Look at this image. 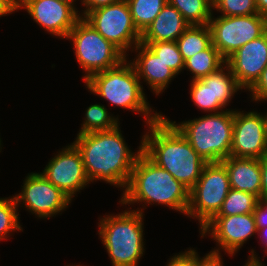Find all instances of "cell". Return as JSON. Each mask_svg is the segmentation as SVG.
I'll return each mask as SVG.
<instances>
[{"label": "cell", "mask_w": 267, "mask_h": 266, "mask_svg": "<svg viewBox=\"0 0 267 266\" xmlns=\"http://www.w3.org/2000/svg\"><path fill=\"white\" fill-rule=\"evenodd\" d=\"M77 135L73 142L79 149L90 182L103 180L125 192L135 161L142 151L141 144L133 152L126 144L121 127Z\"/></svg>", "instance_id": "6da1fadb"}, {"label": "cell", "mask_w": 267, "mask_h": 266, "mask_svg": "<svg viewBox=\"0 0 267 266\" xmlns=\"http://www.w3.org/2000/svg\"><path fill=\"white\" fill-rule=\"evenodd\" d=\"M147 126L148 132L141 137L142 151L190 190L207 162L164 115Z\"/></svg>", "instance_id": "7a4b0ae2"}, {"label": "cell", "mask_w": 267, "mask_h": 266, "mask_svg": "<svg viewBox=\"0 0 267 266\" xmlns=\"http://www.w3.org/2000/svg\"><path fill=\"white\" fill-rule=\"evenodd\" d=\"M189 191L173 175L159 167L141 151L119 203L128 206L140 202L147 204L146 206L157 203L186 215Z\"/></svg>", "instance_id": "3957f363"}, {"label": "cell", "mask_w": 267, "mask_h": 266, "mask_svg": "<svg viewBox=\"0 0 267 266\" xmlns=\"http://www.w3.org/2000/svg\"><path fill=\"white\" fill-rule=\"evenodd\" d=\"M127 59L114 68L93 74L84 81L85 87L90 93L99 95L112 105L144 115L145 122L149 125L158 121L163 114L154 113L147 102L137 72Z\"/></svg>", "instance_id": "277c9868"}, {"label": "cell", "mask_w": 267, "mask_h": 266, "mask_svg": "<svg viewBox=\"0 0 267 266\" xmlns=\"http://www.w3.org/2000/svg\"><path fill=\"white\" fill-rule=\"evenodd\" d=\"M138 209V210H137ZM125 210L101 217L98 234L112 266H138L144 255V210Z\"/></svg>", "instance_id": "5b68a950"}, {"label": "cell", "mask_w": 267, "mask_h": 266, "mask_svg": "<svg viewBox=\"0 0 267 266\" xmlns=\"http://www.w3.org/2000/svg\"><path fill=\"white\" fill-rule=\"evenodd\" d=\"M207 162H221L230 156L233 135V110L209 113L179 124L167 118Z\"/></svg>", "instance_id": "8992f818"}, {"label": "cell", "mask_w": 267, "mask_h": 266, "mask_svg": "<svg viewBox=\"0 0 267 266\" xmlns=\"http://www.w3.org/2000/svg\"><path fill=\"white\" fill-rule=\"evenodd\" d=\"M66 40L73 42L76 60L85 72L84 81L95 73L116 67L127 58L82 17L76 22Z\"/></svg>", "instance_id": "52a82bcc"}, {"label": "cell", "mask_w": 267, "mask_h": 266, "mask_svg": "<svg viewBox=\"0 0 267 266\" xmlns=\"http://www.w3.org/2000/svg\"><path fill=\"white\" fill-rule=\"evenodd\" d=\"M231 189L229 175L222 162L206 163L197 183L189 191L186 216L197 219L199 231L219 212Z\"/></svg>", "instance_id": "ba28073f"}, {"label": "cell", "mask_w": 267, "mask_h": 266, "mask_svg": "<svg viewBox=\"0 0 267 266\" xmlns=\"http://www.w3.org/2000/svg\"><path fill=\"white\" fill-rule=\"evenodd\" d=\"M83 19L107 41L116 46L126 57L127 52L141 41V33L135 27L126 0L96 8Z\"/></svg>", "instance_id": "9c48e42d"}, {"label": "cell", "mask_w": 267, "mask_h": 266, "mask_svg": "<svg viewBox=\"0 0 267 266\" xmlns=\"http://www.w3.org/2000/svg\"><path fill=\"white\" fill-rule=\"evenodd\" d=\"M208 26L212 44L226 60L244 44L265 33V18L260 14L214 17L212 13Z\"/></svg>", "instance_id": "30bf717a"}, {"label": "cell", "mask_w": 267, "mask_h": 266, "mask_svg": "<svg viewBox=\"0 0 267 266\" xmlns=\"http://www.w3.org/2000/svg\"><path fill=\"white\" fill-rule=\"evenodd\" d=\"M18 207L22 204L38 218L49 219L68 208L72 200L50 183L40 172H31L23 182L21 192L15 194ZM23 202V203H22Z\"/></svg>", "instance_id": "8fae6325"}, {"label": "cell", "mask_w": 267, "mask_h": 266, "mask_svg": "<svg viewBox=\"0 0 267 266\" xmlns=\"http://www.w3.org/2000/svg\"><path fill=\"white\" fill-rule=\"evenodd\" d=\"M42 174L71 200L91 183L85 173L82 155L74 143L57 152Z\"/></svg>", "instance_id": "7c38bea8"}, {"label": "cell", "mask_w": 267, "mask_h": 266, "mask_svg": "<svg viewBox=\"0 0 267 266\" xmlns=\"http://www.w3.org/2000/svg\"><path fill=\"white\" fill-rule=\"evenodd\" d=\"M257 231L255 216L248 213L215 216L200 230V236L204 238L208 234L219 245L211 251L220 253V250H223L225 254L234 256Z\"/></svg>", "instance_id": "4fadbf2b"}, {"label": "cell", "mask_w": 267, "mask_h": 266, "mask_svg": "<svg viewBox=\"0 0 267 266\" xmlns=\"http://www.w3.org/2000/svg\"><path fill=\"white\" fill-rule=\"evenodd\" d=\"M22 8L47 33L61 39L68 36L81 18L77 8L59 0H16V11Z\"/></svg>", "instance_id": "5bb4252c"}, {"label": "cell", "mask_w": 267, "mask_h": 266, "mask_svg": "<svg viewBox=\"0 0 267 266\" xmlns=\"http://www.w3.org/2000/svg\"><path fill=\"white\" fill-rule=\"evenodd\" d=\"M267 153L263 114L233 109V135L230 156L261 159Z\"/></svg>", "instance_id": "9a60e30c"}, {"label": "cell", "mask_w": 267, "mask_h": 266, "mask_svg": "<svg viewBox=\"0 0 267 266\" xmlns=\"http://www.w3.org/2000/svg\"><path fill=\"white\" fill-rule=\"evenodd\" d=\"M225 63L239 86L248 91L267 66V34L264 33L259 38L244 44L230 55Z\"/></svg>", "instance_id": "2e32d148"}, {"label": "cell", "mask_w": 267, "mask_h": 266, "mask_svg": "<svg viewBox=\"0 0 267 266\" xmlns=\"http://www.w3.org/2000/svg\"><path fill=\"white\" fill-rule=\"evenodd\" d=\"M133 51L138 54L131 63L137 72L140 83L142 84V79L143 82L146 81L156 95L164 92L177 74L143 43L140 42L132 49Z\"/></svg>", "instance_id": "e0dca14e"}, {"label": "cell", "mask_w": 267, "mask_h": 266, "mask_svg": "<svg viewBox=\"0 0 267 266\" xmlns=\"http://www.w3.org/2000/svg\"><path fill=\"white\" fill-rule=\"evenodd\" d=\"M221 162L227 169L232 189L252 193L260 199V159L229 156Z\"/></svg>", "instance_id": "ac0fdd59"}, {"label": "cell", "mask_w": 267, "mask_h": 266, "mask_svg": "<svg viewBox=\"0 0 267 266\" xmlns=\"http://www.w3.org/2000/svg\"><path fill=\"white\" fill-rule=\"evenodd\" d=\"M189 26L182 14L167 3L141 34L140 42L176 41Z\"/></svg>", "instance_id": "d6986e66"}, {"label": "cell", "mask_w": 267, "mask_h": 266, "mask_svg": "<svg viewBox=\"0 0 267 266\" xmlns=\"http://www.w3.org/2000/svg\"><path fill=\"white\" fill-rule=\"evenodd\" d=\"M225 64V59L221 56L216 47L211 44L207 49L199 51L192 57L184 61L183 70L191 72L192 80L200 79L217 71Z\"/></svg>", "instance_id": "ffe728a7"}, {"label": "cell", "mask_w": 267, "mask_h": 266, "mask_svg": "<svg viewBox=\"0 0 267 266\" xmlns=\"http://www.w3.org/2000/svg\"><path fill=\"white\" fill-rule=\"evenodd\" d=\"M176 43L184 61L199 51L207 49L212 44L208 24L190 25L176 40Z\"/></svg>", "instance_id": "44dd1931"}, {"label": "cell", "mask_w": 267, "mask_h": 266, "mask_svg": "<svg viewBox=\"0 0 267 266\" xmlns=\"http://www.w3.org/2000/svg\"><path fill=\"white\" fill-rule=\"evenodd\" d=\"M239 90L242 91V88L226 63L212 73L213 101H218L223 109Z\"/></svg>", "instance_id": "7402d4cb"}, {"label": "cell", "mask_w": 267, "mask_h": 266, "mask_svg": "<svg viewBox=\"0 0 267 266\" xmlns=\"http://www.w3.org/2000/svg\"><path fill=\"white\" fill-rule=\"evenodd\" d=\"M189 23V25H207L213 13V3L209 0H168Z\"/></svg>", "instance_id": "603a6c76"}, {"label": "cell", "mask_w": 267, "mask_h": 266, "mask_svg": "<svg viewBox=\"0 0 267 266\" xmlns=\"http://www.w3.org/2000/svg\"><path fill=\"white\" fill-rule=\"evenodd\" d=\"M83 124L77 135L100 132L114 129L120 121L117 117L110 115L107 108L102 104H93L87 107Z\"/></svg>", "instance_id": "cb8c5ba5"}, {"label": "cell", "mask_w": 267, "mask_h": 266, "mask_svg": "<svg viewBox=\"0 0 267 266\" xmlns=\"http://www.w3.org/2000/svg\"><path fill=\"white\" fill-rule=\"evenodd\" d=\"M133 23L142 34L153 22L168 0H126Z\"/></svg>", "instance_id": "d4e9b609"}, {"label": "cell", "mask_w": 267, "mask_h": 266, "mask_svg": "<svg viewBox=\"0 0 267 266\" xmlns=\"http://www.w3.org/2000/svg\"><path fill=\"white\" fill-rule=\"evenodd\" d=\"M259 200V197L252 193L238 191L231 188L216 216L253 213L259 203Z\"/></svg>", "instance_id": "484cf974"}, {"label": "cell", "mask_w": 267, "mask_h": 266, "mask_svg": "<svg viewBox=\"0 0 267 266\" xmlns=\"http://www.w3.org/2000/svg\"><path fill=\"white\" fill-rule=\"evenodd\" d=\"M190 98L198 109H202L207 113H218L224 109L218 104V101H213L212 92V73L200 79L190 81Z\"/></svg>", "instance_id": "4316f807"}, {"label": "cell", "mask_w": 267, "mask_h": 266, "mask_svg": "<svg viewBox=\"0 0 267 266\" xmlns=\"http://www.w3.org/2000/svg\"><path fill=\"white\" fill-rule=\"evenodd\" d=\"M18 208L14 196L0 198V241L6 240L12 232L23 231Z\"/></svg>", "instance_id": "83f0119b"}, {"label": "cell", "mask_w": 267, "mask_h": 266, "mask_svg": "<svg viewBox=\"0 0 267 266\" xmlns=\"http://www.w3.org/2000/svg\"><path fill=\"white\" fill-rule=\"evenodd\" d=\"M143 44L155 53L177 75L182 72L184 68V60L179 52L176 41L151 42Z\"/></svg>", "instance_id": "f1b7e54d"}, {"label": "cell", "mask_w": 267, "mask_h": 266, "mask_svg": "<svg viewBox=\"0 0 267 266\" xmlns=\"http://www.w3.org/2000/svg\"><path fill=\"white\" fill-rule=\"evenodd\" d=\"M213 10L221 16H242L258 14L256 0H215Z\"/></svg>", "instance_id": "f546056e"}, {"label": "cell", "mask_w": 267, "mask_h": 266, "mask_svg": "<svg viewBox=\"0 0 267 266\" xmlns=\"http://www.w3.org/2000/svg\"><path fill=\"white\" fill-rule=\"evenodd\" d=\"M166 266H198V252L195 249H188L185 252L175 254Z\"/></svg>", "instance_id": "4dcf8cb0"}, {"label": "cell", "mask_w": 267, "mask_h": 266, "mask_svg": "<svg viewBox=\"0 0 267 266\" xmlns=\"http://www.w3.org/2000/svg\"><path fill=\"white\" fill-rule=\"evenodd\" d=\"M251 92L252 101H266L267 100V66L262 71L259 79L248 90Z\"/></svg>", "instance_id": "1f68e13d"}, {"label": "cell", "mask_w": 267, "mask_h": 266, "mask_svg": "<svg viewBox=\"0 0 267 266\" xmlns=\"http://www.w3.org/2000/svg\"><path fill=\"white\" fill-rule=\"evenodd\" d=\"M253 214L255 216L257 229L266 227L267 226V200L260 199Z\"/></svg>", "instance_id": "d6a6232c"}, {"label": "cell", "mask_w": 267, "mask_h": 266, "mask_svg": "<svg viewBox=\"0 0 267 266\" xmlns=\"http://www.w3.org/2000/svg\"><path fill=\"white\" fill-rule=\"evenodd\" d=\"M222 255L219 252L210 251L204 257L198 254V266H223Z\"/></svg>", "instance_id": "836d02e7"}, {"label": "cell", "mask_w": 267, "mask_h": 266, "mask_svg": "<svg viewBox=\"0 0 267 266\" xmlns=\"http://www.w3.org/2000/svg\"><path fill=\"white\" fill-rule=\"evenodd\" d=\"M119 1L121 0H81L82 5L86 8H84L85 10H83V12L79 13L80 17L83 18L88 12L96 8L114 4Z\"/></svg>", "instance_id": "e575fe53"}, {"label": "cell", "mask_w": 267, "mask_h": 266, "mask_svg": "<svg viewBox=\"0 0 267 266\" xmlns=\"http://www.w3.org/2000/svg\"><path fill=\"white\" fill-rule=\"evenodd\" d=\"M261 191L260 199L267 200V153L260 159Z\"/></svg>", "instance_id": "d590c367"}, {"label": "cell", "mask_w": 267, "mask_h": 266, "mask_svg": "<svg viewBox=\"0 0 267 266\" xmlns=\"http://www.w3.org/2000/svg\"><path fill=\"white\" fill-rule=\"evenodd\" d=\"M16 12V0H0V17Z\"/></svg>", "instance_id": "8d00e7d4"}, {"label": "cell", "mask_w": 267, "mask_h": 266, "mask_svg": "<svg viewBox=\"0 0 267 266\" xmlns=\"http://www.w3.org/2000/svg\"><path fill=\"white\" fill-rule=\"evenodd\" d=\"M255 250L251 249L250 256L244 266H264Z\"/></svg>", "instance_id": "74e56055"}, {"label": "cell", "mask_w": 267, "mask_h": 266, "mask_svg": "<svg viewBox=\"0 0 267 266\" xmlns=\"http://www.w3.org/2000/svg\"><path fill=\"white\" fill-rule=\"evenodd\" d=\"M256 9L258 14L267 15V0H256Z\"/></svg>", "instance_id": "f35d334b"}, {"label": "cell", "mask_w": 267, "mask_h": 266, "mask_svg": "<svg viewBox=\"0 0 267 266\" xmlns=\"http://www.w3.org/2000/svg\"><path fill=\"white\" fill-rule=\"evenodd\" d=\"M257 234L258 236H260V238L262 237L261 241L265 245L264 249H266L267 248V226L263 228H258Z\"/></svg>", "instance_id": "ab89813d"}, {"label": "cell", "mask_w": 267, "mask_h": 266, "mask_svg": "<svg viewBox=\"0 0 267 266\" xmlns=\"http://www.w3.org/2000/svg\"><path fill=\"white\" fill-rule=\"evenodd\" d=\"M59 1H62V2H65V3H67V4H70V5H72L74 8H76L75 6H76V1L77 0H59ZM75 4V5H74Z\"/></svg>", "instance_id": "60d3db41"}, {"label": "cell", "mask_w": 267, "mask_h": 266, "mask_svg": "<svg viewBox=\"0 0 267 266\" xmlns=\"http://www.w3.org/2000/svg\"><path fill=\"white\" fill-rule=\"evenodd\" d=\"M267 102V100H266ZM263 119H264V123H265V131H266V137H267V112L265 114H263Z\"/></svg>", "instance_id": "b9f144b4"}, {"label": "cell", "mask_w": 267, "mask_h": 266, "mask_svg": "<svg viewBox=\"0 0 267 266\" xmlns=\"http://www.w3.org/2000/svg\"><path fill=\"white\" fill-rule=\"evenodd\" d=\"M264 18H265V33L267 34V15L264 16Z\"/></svg>", "instance_id": "7bdbcfd3"}, {"label": "cell", "mask_w": 267, "mask_h": 266, "mask_svg": "<svg viewBox=\"0 0 267 266\" xmlns=\"http://www.w3.org/2000/svg\"><path fill=\"white\" fill-rule=\"evenodd\" d=\"M1 143H2V141H1V138H0V152H1V149H2V147H1Z\"/></svg>", "instance_id": "ee69618b"}, {"label": "cell", "mask_w": 267, "mask_h": 266, "mask_svg": "<svg viewBox=\"0 0 267 266\" xmlns=\"http://www.w3.org/2000/svg\"><path fill=\"white\" fill-rule=\"evenodd\" d=\"M66 266H82V265H80V264L78 265V264H77V265H66Z\"/></svg>", "instance_id": "f6af8a7d"}]
</instances>
